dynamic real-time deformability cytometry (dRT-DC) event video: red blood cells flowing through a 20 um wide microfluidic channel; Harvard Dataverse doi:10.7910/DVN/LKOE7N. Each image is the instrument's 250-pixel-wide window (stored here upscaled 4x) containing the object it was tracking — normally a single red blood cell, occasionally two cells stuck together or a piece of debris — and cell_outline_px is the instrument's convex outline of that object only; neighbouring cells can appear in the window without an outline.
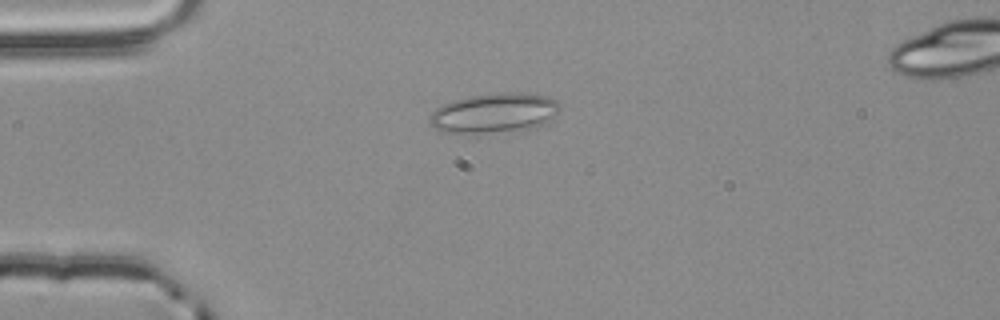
{"species": "common noctule bat (a hibernating species)", "species_latin": "Nyctalus noctula", "temperature_condition": "room temperature", "stored_images_in_passage": 1, "camera_frame_rate_fps": 3000, "um_per_image_px": 0.085, "animal": {"sex": "male", "body_mass_g": 20.4}, "frame": {"image": 1, "passage_image": 1, "time_ms": 0.0, "image_size_px": [1000, 320], "cell_outline_px": [[560, 108], [556, 116], [540, 124], [524, 128], [476, 136], [440, 132], [428, 124], [428, 116], [436, 108], [452, 100], [468, 96], [500, 92], [524, 92], [548, 96], [556, 100], [560, 104]], "centroid_in_image_um": [41.92, 9.62], "position_along_channel_um": 43.1, "area_um2": 30.98}}